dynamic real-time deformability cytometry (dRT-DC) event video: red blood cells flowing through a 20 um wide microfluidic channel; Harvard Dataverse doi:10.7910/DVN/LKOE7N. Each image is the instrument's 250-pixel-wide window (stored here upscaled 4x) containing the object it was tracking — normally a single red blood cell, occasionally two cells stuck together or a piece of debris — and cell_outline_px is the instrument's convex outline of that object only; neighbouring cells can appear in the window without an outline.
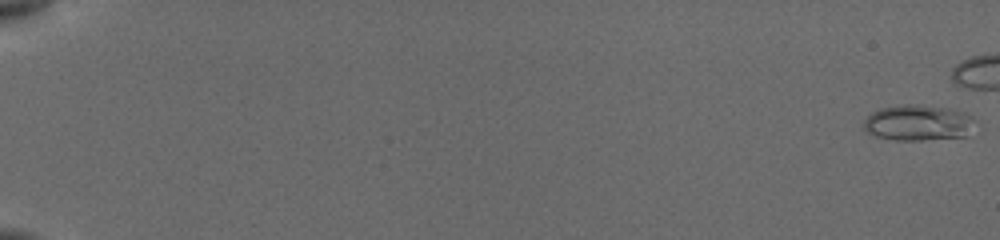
{"species": "common noctule bat (a hibernating species)", "species_latin": "Nyctalus noctula", "temperature_condition": "cold", "stored_images_in_passage": 24, "camera_frame_rate_fps": 3000, "um_per_image_px": 0.085, "animal": {"sex": "female", "body_mass_g": 19.5, "forearm_length_mm": 54.1}, "frame": {"image": 1, "passage_image": 1, "time_ms": 0.0, "image_size_px": [1000, 240], "cell_outline_px": [[976, 120], [968, 136], [924, 140], [896, 140], [876, 136], [868, 132], [864, 128], [864, 120], [872, 112], [880, 108], [904, 104], [912, 104], [948, 108], [964, 112], [972, 116]], "centroid_in_image_um": [78.07, 10.44], "position_along_channel_um": 6.9, "area_um2": 23.29}}
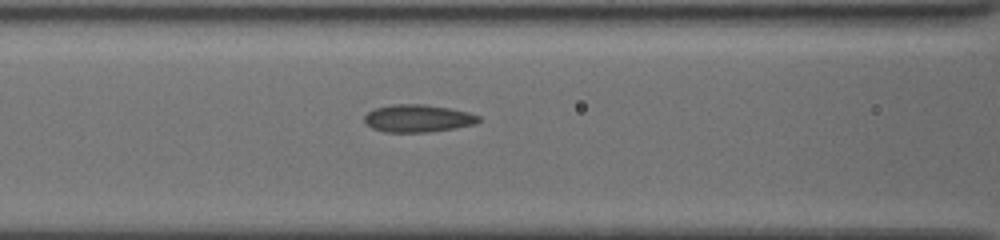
{"frame": {"image": 2, "passage_image": 24, "time_ms": 10.0, "image_size_px": [1000, 240], "cell_outline_px": [[480, 120], [476, 124], [456, 128], [428, 132], [384, 132], [372, 128], [364, 124], [364, 116], [368, 112], [376, 108], [392, 104], [424, 104], [452, 108], [468, 112], [480, 116]], "centroid_in_image_um": [35.52, 10.06], "position_along_channel_um": 131.1, "area_um2": 18.55}}